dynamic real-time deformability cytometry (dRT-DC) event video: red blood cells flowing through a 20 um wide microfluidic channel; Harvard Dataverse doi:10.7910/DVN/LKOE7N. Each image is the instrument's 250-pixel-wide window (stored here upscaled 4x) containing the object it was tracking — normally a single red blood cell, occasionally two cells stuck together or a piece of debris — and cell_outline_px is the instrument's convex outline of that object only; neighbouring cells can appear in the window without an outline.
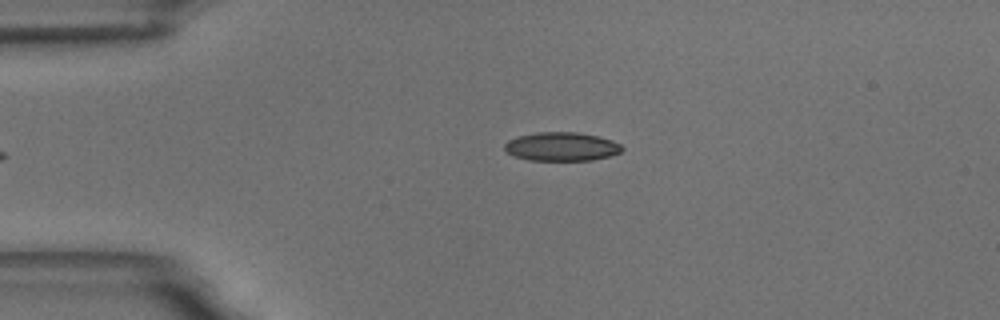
{"species": "common noctule bat (a hibernating species)", "species_latin": "Nyctalus noctula", "temperature_condition": "room temperature", "stored_images_in_passage": 4, "camera_frame_rate_fps": 3000, "um_per_image_px": 0.085, "animal": {"sex": "male", "body_mass_g": 18.8}, "frame": {"image": 1, "passage_image": 4, "time_ms": 3.667, "image_size_px": [1000, 320], "cell_outline_px": [[624, 148], [620, 152], [608, 156], [592, 160], [528, 160], [516, 156], [508, 152], [504, 148], [504, 144], [508, 140], [520, 136], [536, 132], [576, 132], [600, 136], [612, 140], [620, 144]], "centroid_in_image_um": [47.75, 12.45], "position_along_channel_um": 37.2, "area_um2": 19.54}}